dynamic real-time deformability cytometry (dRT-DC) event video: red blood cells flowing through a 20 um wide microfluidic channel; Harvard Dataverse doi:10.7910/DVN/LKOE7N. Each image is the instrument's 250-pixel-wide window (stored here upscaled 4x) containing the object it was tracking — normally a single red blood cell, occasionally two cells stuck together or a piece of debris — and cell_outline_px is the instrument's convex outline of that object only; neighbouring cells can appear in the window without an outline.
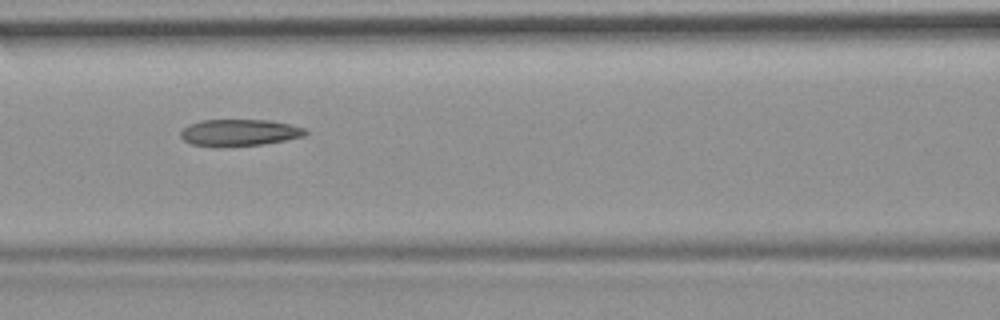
{"species": "common noctule bat (a hibernating species)", "species_latin": "Nyctalus noctula", "temperature_condition": "room temperature", "stored_images_in_passage": 11, "camera_frame_rate_fps": 3000, "um_per_image_px": 0.085, "animal": {"sex": "female", "body_mass_g": 19.9}, "frame": {"image": 1, "passage_image": 7, "time_ms": 7.667, "image_size_px": [1000, 320], "cell_outline_px": [[308, 132], [304, 136], [264, 144], [192, 144], [184, 140], [180, 136], [180, 132], [188, 124], [200, 120], [268, 120], [288, 124], [304, 128]], "centroid_in_image_um": [20.36, 11.22], "position_along_channel_um": 146.2, "area_um2": 18.55}}
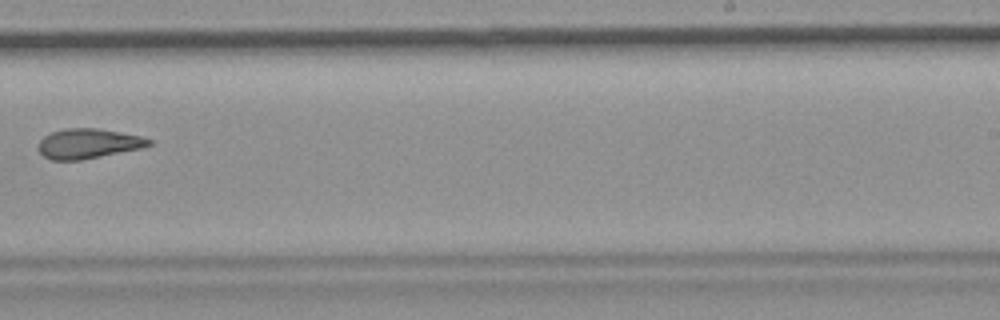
{"frame": {"image": 2, "passage_image": 10, "time_ms": 11.333, "image_size_px": [1000, 320], "cell_outline_px": [[152, 144], [144, 148], [80, 160], [52, 160], [44, 156], [40, 152], [40, 140], [44, 136], [52, 132], [64, 128], [96, 128], [140, 136], [152, 140]], "centroid_in_image_um": [7.52, 12.2], "position_along_channel_um": 281.5, "area_um2": 19.07}}